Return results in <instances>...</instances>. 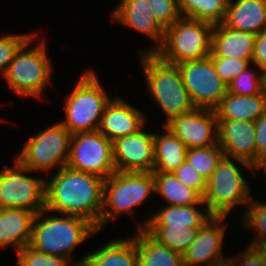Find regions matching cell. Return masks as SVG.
I'll list each match as a JSON object with an SVG mask.
<instances>
[{"mask_svg": "<svg viewBox=\"0 0 266 266\" xmlns=\"http://www.w3.org/2000/svg\"><path fill=\"white\" fill-rule=\"evenodd\" d=\"M177 66L194 107L215 110L227 94L228 85L218 76L211 57Z\"/></svg>", "mask_w": 266, "mask_h": 266, "instance_id": "obj_12", "label": "cell"}, {"mask_svg": "<svg viewBox=\"0 0 266 266\" xmlns=\"http://www.w3.org/2000/svg\"><path fill=\"white\" fill-rule=\"evenodd\" d=\"M238 253L229 255L232 266H264L258 252L251 245H246Z\"/></svg>", "mask_w": 266, "mask_h": 266, "instance_id": "obj_39", "label": "cell"}, {"mask_svg": "<svg viewBox=\"0 0 266 266\" xmlns=\"http://www.w3.org/2000/svg\"><path fill=\"white\" fill-rule=\"evenodd\" d=\"M111 19L124 28L132 29L144 34L151 42L150 47L137 51L142 53H155L163 44L165 28L156 20L148 0H119L118 4L110 12Z\"/></svg>", "mask_w": 266, "mask_h": 266, "instance_id": "obj_13", "label": "cell"}, {"mask_svg": "<svg viewBox=\"0 0 266 266\" xmlns=\"http://www.w3.org/2000/svg\"><path fill=\"white\" fill-rule=\"evenodd\" d=\"M226 219L227 216L213 215L199 228L194 242L182 253L184 266H206L228 257L222 251H226L223 246L227 240L224 238L228 236Z\"/></svg>", "mask_w": 266, "mask_h": 266, "instance_id": "obj_16", "label": "cell"}, {"mask_svg": "<svg viewBox=\"0 0 266 266\" xmlns=\"http://www.w3.org/2000/svg\"><path fill=\"white\" fill-rule=\"evenodd\" d=\"M49 175L46 177L45 209L85 218L99 232L105 179L68 166Z\"/></svg>", "mask_w": 266, "mask_h": 266, "instance_id": "obj_1", "label": "cell"}, {"mask_svg": "<svg viewBox=\"0 0 266 266\" xmlns=\"http://www.w3.org/2000/svg\"><path fill=\"white\" fill-rule=\"evenodd\" d=\"M114 238L86 253L79 266H138L135 231L131 236Z\"/></svg>", "mask_w": 266, "mask_h": 266, "instance_id": "obj_19", "label": "cell"}, {"mask_svg": "<svg viewBox=\"0 0 266 266\" xmlns=\"http://www.w3.org/2000/svg\"><path fill=\"white\" fill-rule=\"evenodd\" d=\"M224 23L235 30L259 34L266 27V0H229Z\"/></svg>", "mask_w": 266, "mask_h": 266, "instance_id": "obj_23", "label": "cell"}, {"mask_svg": "<svg viewBox=\"0 0 266 266\" xmlns=\"http://www.w3.org/2000/svg\"><path fill=\"white\" fill-rule=\"evenodd\" d=\"M146 126L113 141L116 172H153L154 131H147Z\"/></svg>", "mask_w": 266, "mask_h": 266, "instance_id": "obj_15", "label": "cell"}, {"mask_svg": "<svg viewBox=\"0 0 266 266\" xmlns=\"http://www.w3.org/2000/svg\"><path fill=\"white\" fill-rule=\"evenodd\" d=\"M13 159L12 166L4 164L0 170V208H23L36 215L45 209L46 177L31 176L36 172Z\"/></svg>", "mask_w": 266, "mask_h": 266, "instance_id": "obj_10", "label": "cell"}, {"mask_svg": "<svg viewBox=\"0 0 266 266\" xmlns=\"http://www.w3.org/2000/svg\"><path fill=\"white\" fill-rule=\"evenodd\" d=\"M264 91L266 93V73H265V86H264Z\"/></svg>", "mask_w": 266, "mask_h": 266, "instance_id": "obj_44", "label": "cell"}, {"mask_svg": "<svg viewBox=\"0 0 266 266\" xmlns=\"http://www.w3.org/2000/svg\"><path fill=\"white\" fill-rule=\"evenodd\" d=\"M256 35L228 27L224 22L213 27L209 56L253 60Z\"/></svg>", "mask_w": 266, "mask_h": 266, "instance_id": "obj_20", "label": "cell"}, {"mask_svg": "<svg viewBox=\"0 0 266 266\" xmlns=\"http://www.w3.org/2000/svg\"><path fill=\"white\" fill-rule=\"evenodd\" d=\"M97 74L93 68L83 70L63 99L66 116L59 121L71 135L97 131L104 110L113 97L104 89Z\"/></svg>", "mask_w": 266, "mask_h": 266, "instance_id": "obj_7", "label": "cell"}, {"mask_svg": "<svg viewBox=\"0 0 266 266\" xmlns=\"http://www.w3.org/2000/svg\"><path fill=\"white\" fill-rule=\"evenodd\" d=\"M229 0H177L181 17L203 21L213 26L223 23Z\"/></svg>", "mask_w": 266, "mask_h": 266, "instance_id": "obj_28", "label": "cell"}, {"mask_svg": "<svg viewBox=\"0 0 266 266\" xmlns=\"http://www.w3.org/2000/svg\"><path fill=\"white\" fill-rule=\"evenodd\" d=\"M248 244L251 245L258 252L264 266H266V241Z\"/></svg>", "mask_w": 266, "mask_h": 266, "instance_id": "obj_41", "label": "cell"}, {"mask_svg": "<svg viewBox=\"0 0 266 266\" xmlns=\"http://www.w3.org/2000/svg\"><path fill=\"white\" fill-rule=\"evenodd\" d=\"M98 233L96 227L85 218L44 209L34 217L29 246L44 254L63 257L79 266L83 257L75 259V249Z\"/></svg>", "mask_w": 266, "mask_h": 266, "instance_id": "obj_2", "label": "cell"}, {"mask_svg": "<svg viewBox=\"0 0 266 266\" xmlns=\"http://www.w3.org/2000/svg\"><path fill=\"white\" fill-rule=\"evenodd\" d=\"M172 173L187 187L196 190L202 197L204 196L207 179L187 161Z\"/></svg>", "mask_w": 266, "mask_h": 266, "instance_id": "obj_37", "label": "cell"}, {"mask_svg": "<svg viewBox=\"0 0 266 266\" xmlns=\"http://www.w3.org/2000/svg\"><path fill=\"white\" fill-rule=\"evenodd\" d=\"M67 166L107 179L116 172L113 160V142L98 130L73 134Z\"/></svg>", "mask_w": 266, "mask_h": 266, "instance_id": "obj_11", "label": "cell"}, {"mask_svg": "<svg viewBox=\"0 0 266 266\" xmlns=\"http://www.w3.org/2000/svg\"><path fill=\"white\" fill-rule=\"evenodd\" d=\"M37 34L39 35L35 33L20 48L3 79L12 94L42 101L46 88L52 82L54 66L47 48V39L43 36L40 39L41 36Z\"/></svg>", "mask_w": 266, "mask_h": 266, "instance_id": "obj_4", "label": "cell"}, {"mask_svg": "<svg viewBox=\"0 0 266 266\" xmlns=\"http://www.w3.org/2000/svg\"><path fill=\"white\" fill-rule=\"evenodd\" d=\"M15 255L18 266H76L70 260L41 253L29 245L23 247Z\"/></svg>", "mask_w": 266, "mask_h": 266, "instance_id": "obj_34", "label": "cell"}, {"mask_svg": "<svg viewBox=\"0 0 266 266\" xmlns=\"http://www.w3.org/2000/svg\"><path fill=\"white\" fill-rule=\"evenodd\" d=\"M218 76L227 84L252 65V60L210 56Z\"/></svg>", "mask_w": 266, "mask_h": 266, "instance_id": "obj_35", "label": "cell"}, {"mask_svg": "<svg viewBox=\"0 0 266 266\" xmlns=\"http://www.w3.org/2000/svg\"><path fill=\"white\" fill-rule=\"evenodd\" d=\"M156 20L166 29L172 26L181 16L177 0H148Z\"/></svg>", "mask_w": 266, "mask_h": 266, "instance_id": "obj_36", "label": "cell"}, {"mask_svg": "<svg viewBox=\"0 0 266 266\" xmlns=\"http://www.w3.org/2000/svg\"><path fill=\"white\" fill-rule=\"evenodd\" d=\"M213 27L203 21L180 17L165 29L164 42L154 54L173 65L204 59L211 53Z\"/></svg>", "mask_w": 266, "mask_h": 266, "instance_id": "obj_9", "label": "cell"}, {"mask_svg": "<svg viewBox=\"0 0 266 266\" xmlns=\"http://www.w3.org/2000/svg\"><path fill=\"white\" fill-rule=\"evenodd\" d=\"M223 156L224 152L216 144L209 147L187 148L186 161L208 179Z\"/></svg>", "mask_w": 266, "mask_h": 266, "instance_id": "obj_31", "label": "cell"}, {"mask_svg": "<svg viewBox=\"0 0 266 266\" xmlns=\"http://www.w3.org/2000/svg\"><path fill=\"white\" fill-rule=\"evenodd\" d=\"M162 127L164 131H154L153 172L172 173L186 161L187 147L169 129Z\"/></svg>", "mask_w": 266, "mask_h": 266, "instance_id": "obj_25", "label": "cell"}, {"mask_svg": "<svg viewBox=\"0 0 266 266\" xmlns=\"http://www.w3.org/2000/svg\"><path fill=\"white\" fill-rule=\"evenodd\" d=\"M218 120L255 121L266 112V93L243 96L227 92L215 109Z\"/></svg>", "mask_w": 266, "mask_h": 266, "instance_id": "obj_24", "label": "cell"}, {"mask_svg": "<svg viewBox=\"0 0 266 266\" xmlns=\"http://www.w3.org/2000/svg\"><path fill=\"white\" fill-rule=\"evenodd\" d=\"M153 193L155 194L153 172H115L110 175L103 186L99 232L121 216L132 217L136 230H141L142 221L135 219L137 208L145 205L149 197H154Z\"/></svg>", "mask_w": 266, "mask_h": 266, "instance_id": "obj_6", "label": "cell"}, {"mask_svg": "<svg viewBox=\"0 0 266 266\" xmlns=\"http://www.w3.org/2000/svg\"><path fill=\"white\" fill-rule=\"evenodd\" d=\"M144 77L145 92L149 95L152 104H156L165 114V125L172 118L192 111L195 107L191 102L188 91L177 65L162 61L156 54H138Z\"/></svg>", "mask_w": 266, "mask_h": 266, "instance_id": "obj_5", "label": "cell"}, {"mask_svg": "<svg viewBox=\"0 0 266 266\" xmlns=\"http://www.w3.org/2000/svg\"><path fill=\"white\" fill-rule=\"evenodd\" d=\"M206 266H232V263H231L230 258L228 256V257H226V258H224L222 260L213 262V263L208 264Z\"/></svg>", "mask_w": 266, "mask_h": 266, "instance_id": "obj_42", "label": "cell"}, {"mask_svg": "<svg viewBox=\"0 0 266 266\" xmlns=\"http://www.w3.org/2000/svg\"><path fill=\"white\" fill-rule=\"evenodd\" d=\"M252 64L266 73V27L256 35Z\"/></svg>", "mask_w": 266, "mask_h": 266, "instance_id": "obj_40", "label": "cell"}, {"mask_svg": "<svg viewBox=\"0 0 266 266\" xmlns=\"http://www.w3.org/2000/svg\"><path fill=\"white\" fill-rule=\"evenodd\" d=\"M257 170L266 161V112L254 121Z\"/></svg>", "mask_w": 266, "mask_h": 266, "instance_id": "obj_38", "label": "cell"}, {"mask_svg": "<svg viewBox=\"0 0 266 266\" xmlns=\"http://www.w3.org/2000/svg\"><path fill=\"white\" fill-rule=\"evenodd\" d=\"M262 170V171H261ZM258 171L260 172L261 171V173L264 175V176H262V177H265V179H266V165H261L260 167H259V169H258Z\"/></svg>", "mask_w": 266, "mask_h": 266, "instance_id": "obj_43", "label": "cell"}, {"mask_svg": "<svg viewBox=\"0 0 266 266\" xmlns=\"http://www.w3.org/2000/svg\"><path fill=\"white\" fill-rule=\"evenodd\" d=\"M122 98L114 95L101 117L98 131L112 142L134 134L147 122L148 115Z\"/></svg>", "mask_w": 266, "mask_h": 266, "instance_id": "obj_18", "label": "cell"}, {"mask_svg": "<svg viewBox=\"0 0 266 266\" xmlns=\"http://www.w3.org/2000/svg\"><path fill=\"white\" fill-rule=\"evenodd\" d=\"M144 230L159 244L182 254L196 239L199 228L146 226Z\"/></svg>", "mask_w": 266, "mask_h": 266, "instance_id": "obj_29", "label": "cell"}, {"mask_svg": "<svg viewBox=\"0 0 266 266\" xmlns=\"http://www.w3.org/2000/svg\"><path fill=\"white\" fill-rule=\"evenodd\" d=\"M252 197L247 204L245 211L241 214L242 227L246 230H254L253 238L248 243H258L266 241V201L257 200Z\"/></svg>", "mask_w": 266, "mask_h": 266, "instance_id": "obj_30", "label": "cell"}, {"mask_svg": "<svg viewBox=\"0 0 266 266\" xmlns=\"http://www.w3.org/2000/svg\"><path fill=\"white\" fill-rule=\"evenodd\" d=\"M36 32L4 33L0 35V75L4 78L11 61L15 58L20 48Z\"/></svg>", "mask_w": 266, "mask_h": 266, "instance_id": "obj_33", "label": "cell"}, {"mask_svg": "<svg viewBox=\"0 0 266 266\" xmlns=\"http://www.w3.org/2000/svg\"><path fill=\"white\" fill-rule=\"evenodd\" d=\"M155 195L163 203L160 205L192 206L205 205L203 197L194 189L187 187L173 173L153 172Z\"/></svg>", "mask_w": 266, "mask_h": 266, "instance_id": "obj_26", "label": "cell"}, {"mask_svg": "<svg viewBox=\"0 0 266 266\" xmlns=\"http://www.w3.org/2000/svg\"><path fill=\"white\" fill-rule=\"evenodd\" d=\"M252 66H255V68L253 69ZM264 86L265 74L256 65L252 64L229 83L228 92L251 96L263 93Z\"/></svg>", "mask_w": 266, "mask_h": 266, "instance_id": "obj_32", "label": "cell"}, {"mask_svg": "<svg viewBox=\"0 0 266 266\" xmlns=\"http://www.w3.org/2000/svg\"><path fill=\"white\" fill-rule=\"evenodd\" d=\"M34 217L23 208H0V249L12 248L16 254L29 245Z\"/></svg>", "mask_w": 266, "mask_h": 266, "instance_id": "obj_21", "label": "cell"}, {"mask_svg": "<svg viewBox=\"0 0 266 266\" xmlns=\"http://www.w3.org/2000/svg\"><path fill=\"white\" fill-rule=\"evenodd\" d=\"M72 135L57 121L28 136L14 157L22 166L42 175L52 174L67 166ZM44 173V174H43Z\"/></svg>", "mask_w": 266, "mask_h": 266, "instance_id": "obj_8", "label": "cell"}, {"mask_svg": "<svg viewBox=\"0 0 266 266\" xmlns=\"http://www.w3.org/2000/svg\"><path fill=\"white\" fill-rule=\"evenodd\" d=\"M164 126L187 148L218 144V119L215 110L194 108L186 114L172 118Z\"/></svg>", "mask_w": 266, "mask_h": 266, "instance_id": "obj_14", "label": "cell"}, {"mask_svg": "<svg viewBox=\"0 0 266 266\" xmlns=\"http://www.w3.org/2000/svg\"><path fill=\"white\" fill-rule=\"evenodd\" d=\"M138 266H184L182 254L159 244L144 229H135Z\"/></svg>", "mask_w": 266, "mask_h": 266, "instance_id": "obj_27", "label": "cell"}, {"mask_svg": "<svg viewBox=\"0 0 266 266\" xmlns=\"http://www.w3.org/2000/svg\"><path fill=\"white\" fill-rule=\"evenodd\" d=\"M218 145L224 156L246 161L257 169L255 126L253 121L218 120Z\"/></svg>", "mask_w": 266, "mask_h": 266, "instance_id": "obj_17", "label": "cell"}, {"mask_svg": "<svg viewBox=\"0 0 266 266\" xmlns=\"http://www.w3.org/2000/svg\"><path fill=\"white\" fill-rule=\"evenodd\" d=\"M156 210H154V213L151 211L150 216L144 215L142 229H145L146 226L200 228L213 216L206 205H159Z\"/></svg>", "mask_w": 266, "mask_h": 266, "instance_id": "obj_22", "label": "cell"}, {"mask_svg": "<svg viewBox=\"0 0 266 266\" xmlns=\"http://www.w3.org/2000/svg\"><path fill=\"white\" fill-rule=\"evenodd\" d=\"M243 170L259 177L256 174L258 170L246 161L227 156H223L219 161L217 168L207 179V188L203 196V202L212 215L229 218L228 215L237 212L239 205L243 207H240L243 210L241 213H244L253 195L252 184Z\"/></svg>", "mask_w": 266, "mask_h": 266, "instance_id": "obj_3", "label": "cell"}]
</instances>
